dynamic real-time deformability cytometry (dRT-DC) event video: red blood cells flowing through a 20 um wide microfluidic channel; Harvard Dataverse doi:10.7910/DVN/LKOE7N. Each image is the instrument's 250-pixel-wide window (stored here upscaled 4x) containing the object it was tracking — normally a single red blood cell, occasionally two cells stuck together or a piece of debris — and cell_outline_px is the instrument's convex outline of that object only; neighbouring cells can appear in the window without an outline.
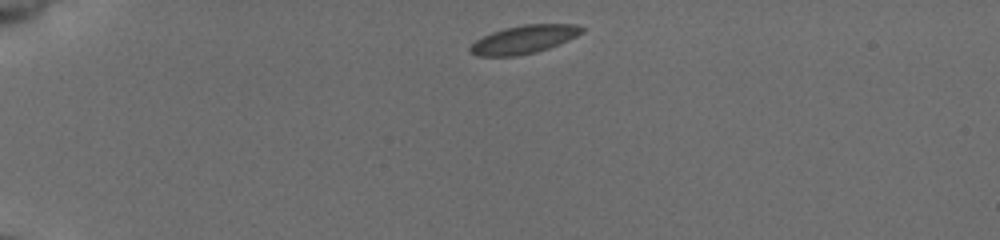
{"species": "common noctule bat (a hibernating species)", "species_latin": "Nyctalus noctula", "temperature_condition": "cold", "stored_images_in_passage": 6, "camera_frame_rate_fps": 3000, "um_per_image_px": 0.085, "animal": {"sex": "female", "body_mass_g": 19.5, "forearm_length_mm": 54.1}, "frame": {"image": 1, "passage_image": 1, "time_ms": 0.0, "image_size_px": [1000, 240], "cell_outline_px": [[588, 28], [584, 32], [568, 40], [548, 48], [536, 52], [516, 56], [476, 56], [468, 52], [468, 48], [476, 40], [492, 32], [504, 28], [524, 24], [576, 24]], "centroid_in_image_um": [44.55, 3.35], "position_along_channel_um": 40.5, "area_um2": 18.5}}
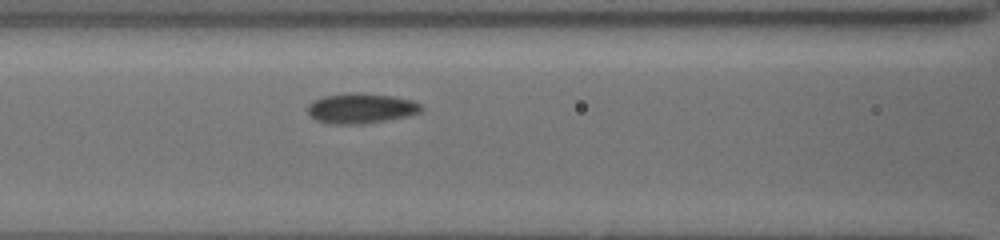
{"frame": {"image": 2, "passage_image": 5, "time_ms": 1.333, "image_size_px": [1000, 240], "cell_outline_px": [[424, 108], [420, 112], [408, 116], [364, 124], [332, 124], [316, 120], [308, 112], [308, 104], [312, 100], [324, 96], [348, 92], [360, 92], [392, 96], [412, 100], [424, 104]], "centroid_in_image_um": [30.71, 9.19], "position_along_channel_um": 135.9, "area_um2": 20.23}}
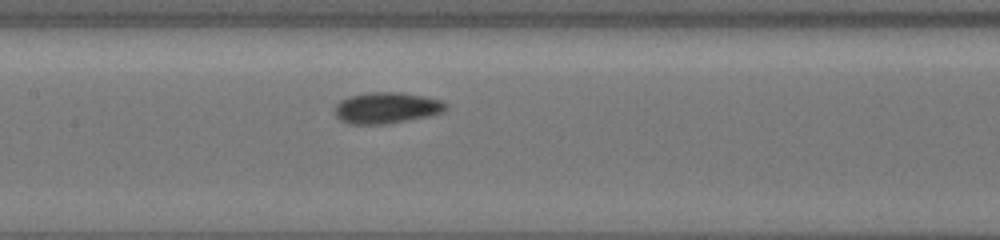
{"frame": {"image": 3, "passage_image": 6, "time_ms": 1.667, "image_size_px": [1000, 240], "cell_outline_px": [[448, 108], [444, 112], [428, 116], [384, 124], [348, 124], [340, 120], [336, 116], [336, 104], [340, 100], [352, 96], [368, 92], [400, 92], [424, 96], [444, 100], [448, 104]], "centroid_in_image_um": [32.9, 9.16], "position_along_channel_um": 174.5, "area_um2": 20.23}}